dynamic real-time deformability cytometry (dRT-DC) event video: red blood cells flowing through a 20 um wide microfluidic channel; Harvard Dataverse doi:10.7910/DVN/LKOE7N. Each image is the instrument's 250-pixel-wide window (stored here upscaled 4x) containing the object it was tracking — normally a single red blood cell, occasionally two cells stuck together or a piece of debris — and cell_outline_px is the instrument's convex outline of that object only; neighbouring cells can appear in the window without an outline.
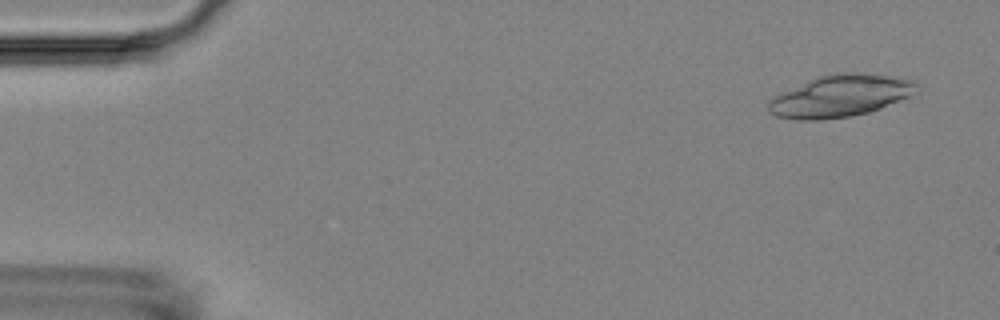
{"species": "Egyptian fruit bat (a non-hibernating species)", "species_latin": "Rousettus aegyptiacus", "temperature_condition": "room temperature", "stored_images_in_passage": 9, "camera_frame_rate_fps": 3000, "um_per_image_px": 0.085, "animal": {"sex": "female"}, "frame": {"image": 1, "passage_image": 1, "time_ms": 0.0, "image_size_px": [1000, 320], "cell_outline_px": [[920, 88], [908, 96], [880, 108], [868, 112], [848, 116], [820, 120], [800, 120], [776, 116], [768, 112], [768, 100], [816, 76], [836, 72], [852, 72], [892, 76], [912, 80], [920, 84]], "centroid_in_image_um": [71.42, 8.14], "position_along_channel_um": 13.6, "area_um2": 35.95}}